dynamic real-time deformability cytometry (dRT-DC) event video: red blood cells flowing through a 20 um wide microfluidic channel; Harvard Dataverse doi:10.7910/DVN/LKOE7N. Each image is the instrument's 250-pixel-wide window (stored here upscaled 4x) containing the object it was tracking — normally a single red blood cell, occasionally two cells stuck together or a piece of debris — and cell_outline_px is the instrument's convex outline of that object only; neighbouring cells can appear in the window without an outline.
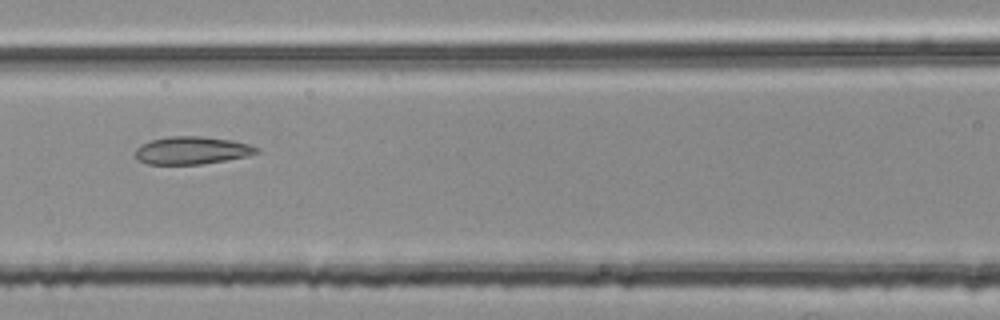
{"species": "common noctule bat (a hibernating species)", "species_latin": "Nyctalus noctula", "temperature_condition": "room temperature", "stored_images_in_passage": 4, "camera_frame_rate_fps": 3000, "um_per_image_px": 0.085, "animal": {"sex": "female", "body_mass_g": 25.1}, "frame": {"image": 1, "passage_image": 4, "time_ms": 1.0, "image_size_px": [1000, 320], "cell_outline_px": [[260, 152], [248, 156], [200, 164], [148, 164], [136, 160], [136, 148], [140, 144], [152, 140], [168, 136], [200, 136], [228, 140], [248, 144], [260, 148]], "centroid_in_image_um": [16.29, 12.78], "position_along_channel_um": 150.3, "area_um2": 19.48}}